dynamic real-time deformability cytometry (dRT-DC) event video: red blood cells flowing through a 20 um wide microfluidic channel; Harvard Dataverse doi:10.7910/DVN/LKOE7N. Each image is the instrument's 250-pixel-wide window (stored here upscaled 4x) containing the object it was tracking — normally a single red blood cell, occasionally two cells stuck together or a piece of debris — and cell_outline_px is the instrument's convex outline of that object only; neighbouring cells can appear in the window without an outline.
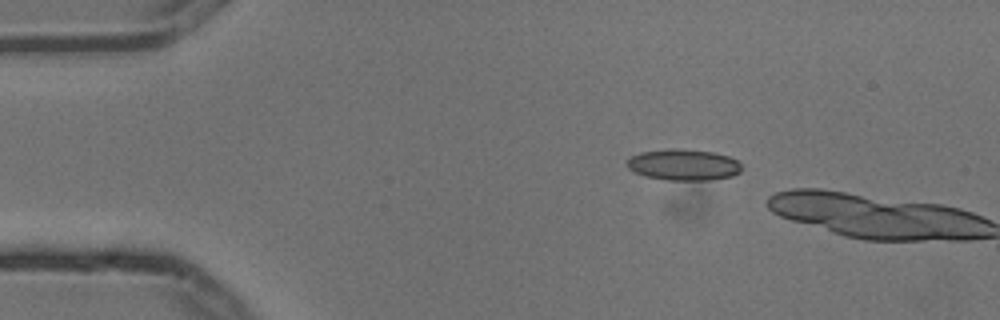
{"species": "common noctule bat (a hibernating species)", "species_latin": "Nyctalus noctula", "temperature_condition": "cold", "stored_images_in_passage": 2, "camera_frame_rate_fps": 3000, "um_per_image_px": 0.085, "animal": {"sex": "male", "body_mass_g": 13.3}, "frame": {"image": 1, "passage_image": 1, "time_ms": 0.0, "image_size_px": [1000, 320], "cell_outline_px": [[740, 172], [732, 176], [712, 180], [664, 180], [644, 176], [628, 168], [624, 164], [632, 156], [640, 152], [672, 148], [684, 148], [712, 152], [728, 156], [736, 160], [740, 164]], "centroid_in_image_um": [58.07, 14.0], "position_along_channel_um": 26.9, "area_um2": 20.98}}